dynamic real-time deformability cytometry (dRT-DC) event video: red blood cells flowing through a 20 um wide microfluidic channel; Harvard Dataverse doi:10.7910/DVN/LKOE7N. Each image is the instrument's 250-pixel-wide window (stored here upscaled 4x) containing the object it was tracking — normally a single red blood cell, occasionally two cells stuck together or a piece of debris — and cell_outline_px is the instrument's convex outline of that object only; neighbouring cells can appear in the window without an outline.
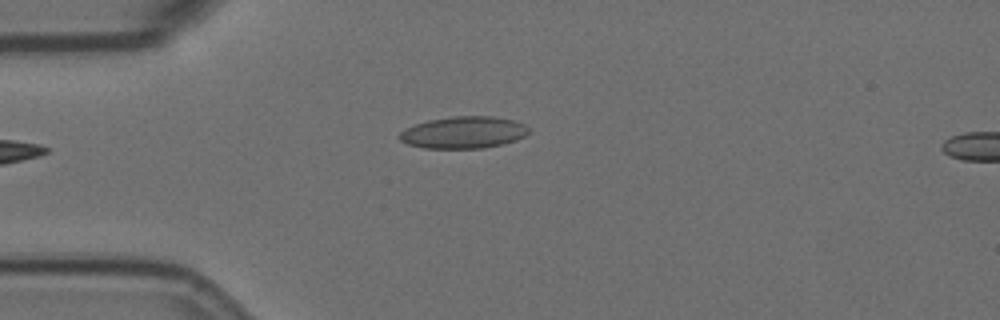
{"species": "Egyptian fruit bat (a non-hibernating species)", "species_latin": "Rousettus aegyptiacus", "temperature_condition": "room temperature", "stored_images_in_passage": 4, "camera_frame_rate_fps": 3000, "um_per_image_px": 0.085, "animal": {"sex": "female"}, "frame": {"image": 1, "passage_image": 1, "time_ms": 0.0, "image_size_px": [1000, 320], "cell_outline_px": [[528, 132], [524, 136], [516, 140], [484, 148], [424, 148], [408, 144], [400, 140], [396, 136], [400, 132], [416, 124], [428, 120], [456, 116], [492, 116], [512, 120], [524, 124], [528, 128]], "centroid_in_image_um": [39.38, 11.26], "position_along_channel_um": 45.6, "area_um2": 23.81}}